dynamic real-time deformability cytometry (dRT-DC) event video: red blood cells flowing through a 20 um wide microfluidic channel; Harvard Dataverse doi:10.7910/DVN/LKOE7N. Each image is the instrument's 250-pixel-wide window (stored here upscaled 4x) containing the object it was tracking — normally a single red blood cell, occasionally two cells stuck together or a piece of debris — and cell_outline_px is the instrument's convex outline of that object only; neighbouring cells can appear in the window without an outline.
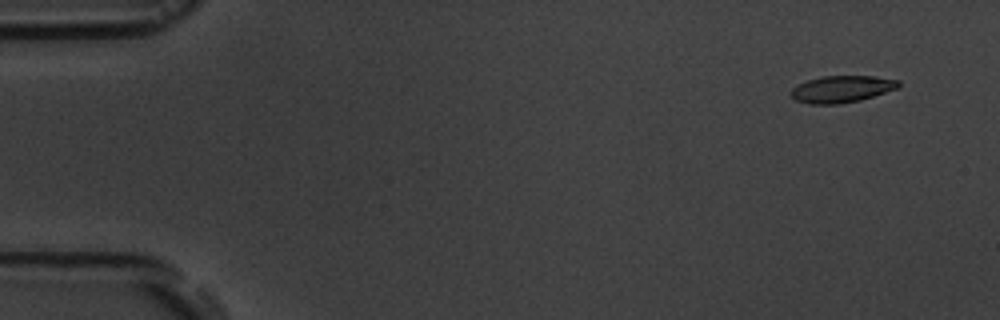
{"species": "common noctule bat (a hibernating species)", "species_latin": "Nyctalus noctula", "temperature_condition": "room temperature", "stored_images_in_passage": 7, "camera_frame_rate_fps": 3000, "um_per_image_px": 0.085, "animal": {"sex": "male", "body_mass_g": 19.5, "forearm_length_mm": 54.6}, "frame": {"image": 1, "passage_image": 1, "time_ms": 0.0, "image_size_px": [1000, 320], "cell_outline_px": [[900, 88], [860, 100], [840, 104], [808, 104], [796, 100], [792, 96], [792, 88], [808, 80], [824, 76], [876, 76], [900, 80]], "centroid_in_image_um": [71.61, 7.57], "position_along_channel_um": 13.4, "area_um2": 16.82}}
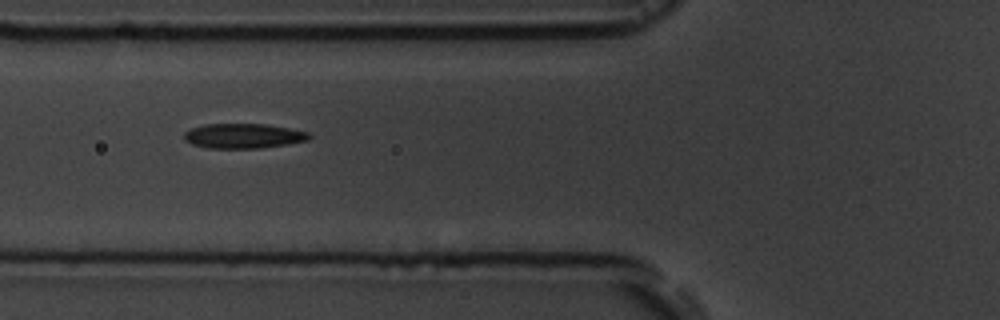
{"frame": {"image": 2, "passage_image": 6, "time_ms": 5.667, "image_size_px": [1000, 320], "cell_outline_px": [[312, 136], [308, 140], [288, 144], [260, 148], [208, 148], [192, 144], [184, 140], [184, 132], [192, 128], [204, 124], [264, 124], [288, 128], [308, 132]], "centroid_in_image_um": [20.68, 11.55], "position_along_channel_um": 105.1, "area_um2": 18.03}}
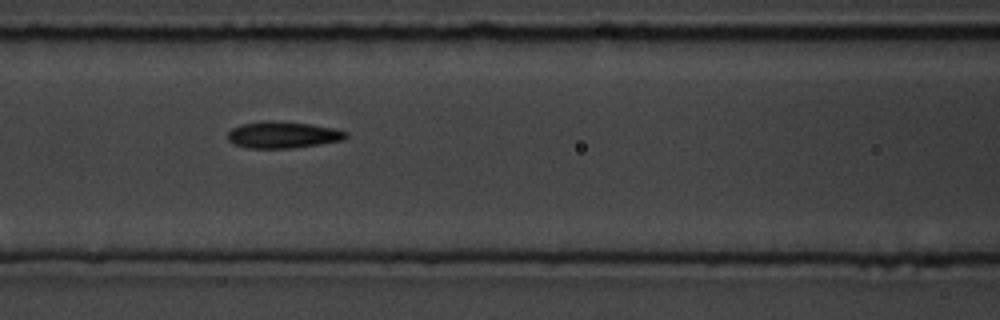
{"frame": {"image": 3, "passage_image": 7, "time_ms": 6.667, "image_size_px": [1000, 320], "cell_outline_px": [[348, 136], [344, 140], [320, 144], [292, 148], [248, 148], [232, 144], [228, 140], [228, 132], [232, 128], [240, 124], [268, 120], [312, 124], [336, 128], [348, 132]], "centroid_in_image_um": [24.06, 11.46], "position_along_channel_um": 142.5, "area_um2": 18.55}}